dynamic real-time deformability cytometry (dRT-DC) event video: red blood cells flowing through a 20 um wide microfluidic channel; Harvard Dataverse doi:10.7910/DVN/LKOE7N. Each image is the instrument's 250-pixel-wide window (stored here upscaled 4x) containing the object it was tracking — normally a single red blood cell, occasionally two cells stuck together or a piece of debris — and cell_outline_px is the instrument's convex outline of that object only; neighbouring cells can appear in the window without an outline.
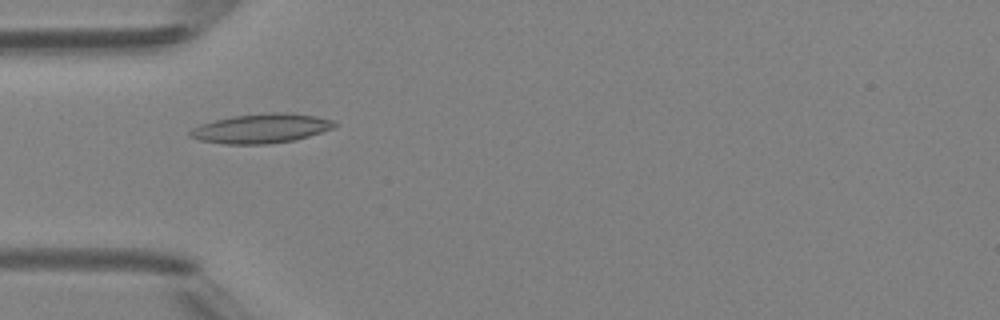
{"species": "Egyptian fruit bat (a non-hibernating species)", "species_latin": "Rousettus aegyptiacus", "temperature_condition": "room temperature", "stored_images_in_passage": 34, "camera_frame_rate_fps": 3000, "um_per_image_px": 0.085, "animal": {"sex": "female"}, "frame": {"image": 1, "passage_image": 1, "time_ms": 0.0, "image_size_px": [1000, 320], "cell_outline_px": [[336, 124], [332, 128], [308, 136], [292, 140], [268, 144], [224, 144], [200, 140], [188, 136], [188, 132], [192, 128], [200, 124], [232, 116], [276, 112], [288, 112], [316, 116], [332, 120]], "centroid_in_image_um": [22.16, 10.91], "position_along_channel_um": 62.8, "area_um2": 24.51}}
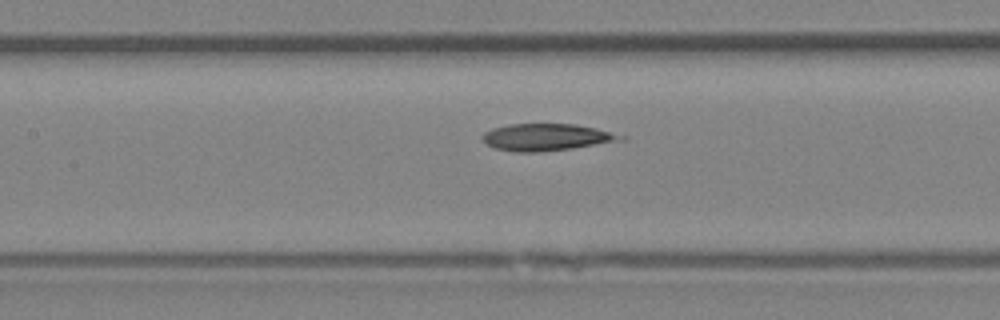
{"frame": {"image": 2, "passage_image": 8, "time_ms": 2.333, "image_size_px": [1000, 320], "cell_outline_px": [[628, 136], [624, 140], [572, 148], [540, 152], [516, 152], [496, 148], [488, 144], [480, 136], [484, 132], [492, 128], [508, 124], [576, 124], [596, 128]], "centroid_in_image_um": [46.47, 11.65], "position_along_channel_um": 160.9, "area_um2": 21.73}}
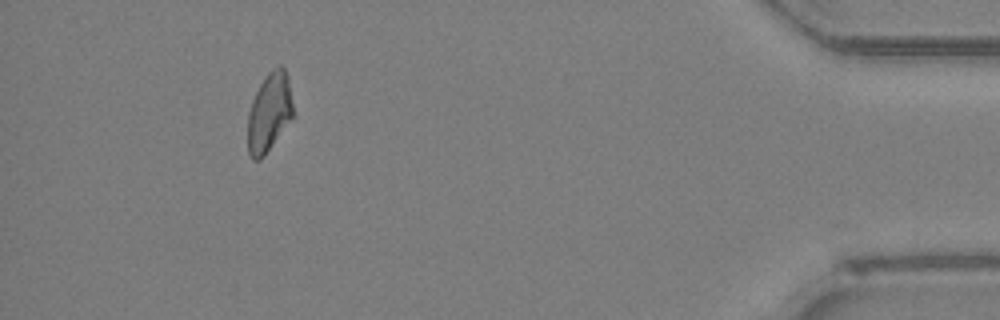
{"frame": {"image": 3, "passage_image": 30, "time_ms": 9.667, "image_size_px": [1000, 320], "cell_outline_px": [[292, 116], [264, 156], [260, 160], [252, 160], [248, 152], [248, 112], [252, 100], [260, 84], [268, 72], [272, 68], [280, 64], [284, 68], [288, 76], [292, 104]], "centroid_in_image_um": [22.86, 9.53], "position_along_channel_um": 412.3, "area_um2": 20.52}, "authors_computed_cell_mechanics": {"area_um2": 21.2993, "velocity_mm_per_s": 4.2747, "shape_relaxation_time_tau1_ms": null, "shape_relaxation_time_tau2_ms": 3.7989, "deformation_change_tau1": null, "deformation_change_tau2": 0.1037}}